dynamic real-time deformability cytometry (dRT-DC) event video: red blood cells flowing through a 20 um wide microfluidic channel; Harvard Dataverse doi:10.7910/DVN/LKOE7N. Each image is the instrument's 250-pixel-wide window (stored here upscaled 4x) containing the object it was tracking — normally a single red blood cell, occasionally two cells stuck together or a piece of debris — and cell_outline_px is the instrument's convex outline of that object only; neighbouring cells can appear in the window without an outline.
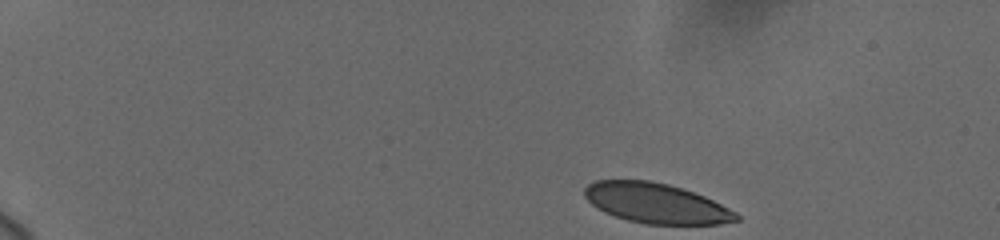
{"species": "human", "species_latin": "Homo sapiens", "temperature_condition": "cold", "stored_images_in_passage": 21, "camera_frame_rate_fps": 3000, "um_per_image_px": 0.085, "donor": {"sex": "female"}, "frame": {"image": 1, "passage_image": 1, "time_ms": 0.0, "image_size_px": [1000, 240], "cell_outline_px": [[740, 220], [720, 224], [644, 224], [628, 220], [604, 212], [592, 204], [584, 196], [584, 188], [588, 184], [596, 180], [648, 180], [668, 184], [704, 196], [736, 212], [740, 216]], "centroid_in_image_um": [55.76, 17.28], "position_along_channel_um": 29.2, "area_um2": 35.2}}
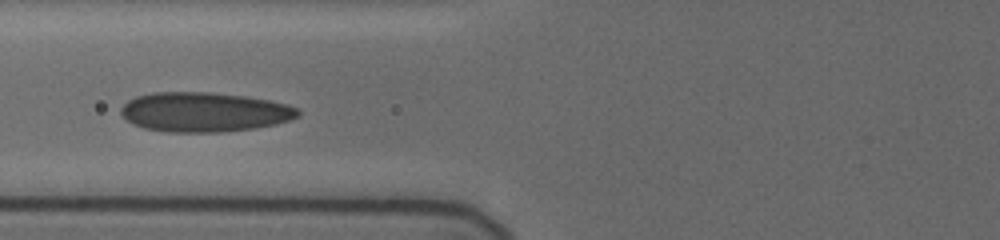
{"frame": {"image": 2, "passage_image": 15, "time_ms": 5.333, "image_size_px": [1000, 240], "cell_outline_px": [[300, 116], [276, 124], [256, 128], [224, 132], [168, 132], [144, 128], [132, 124], [120, 112], [120, 108], [128, 100], [136, 96], [152, 92], [212, 92], [248, 96], [288, 104], [296, 108], [300, 112]], "centroid_in_image_um": [17.36, 9.52], "position_along_channel_um": 108.4, "area_um2": 41.1}}
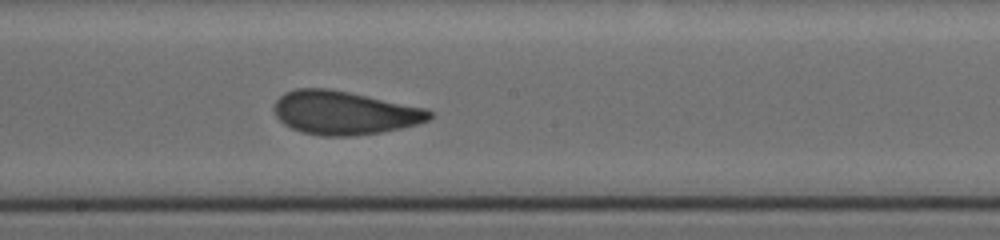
{"frame": {"image": 3, "passage_image": 21, "time_ms": 8.333, "image_size_px": [1000, 240], "cell_outline_px": [[432, 116], [428, 120], [416, 124], [400, 128], [380, 132], [352, 136], [320, 136], [300, 132], [284, 124], [276, 116], [272, 108], [276, 100], [284, 92], [296, 88], [328, 88], [428, 108], [432, 112]], "centroid_in_image_um": [29.23, 9.58], "position_along_channel_um": 219.0, "area_um2": 39.54}}